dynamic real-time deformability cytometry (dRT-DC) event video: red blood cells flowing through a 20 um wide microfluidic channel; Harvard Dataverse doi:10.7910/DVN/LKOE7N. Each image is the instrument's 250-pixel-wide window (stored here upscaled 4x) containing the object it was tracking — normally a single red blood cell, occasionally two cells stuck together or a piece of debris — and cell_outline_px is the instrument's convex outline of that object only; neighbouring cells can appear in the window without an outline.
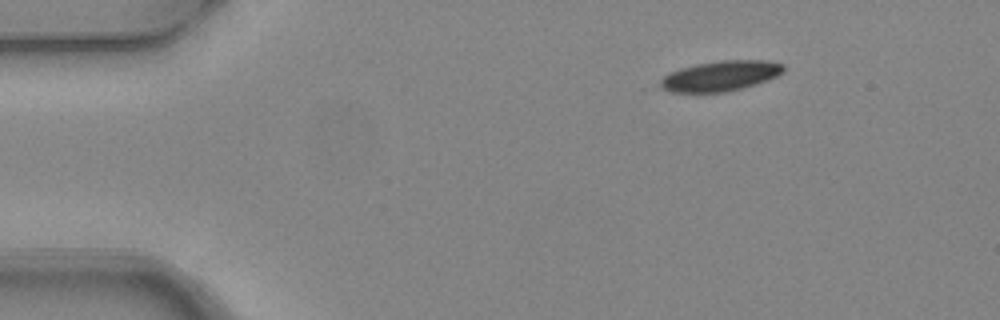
{"species": "common noctule bat (a hibernating species)", "species_latin": "Nyctalus noctula", "temperature_condition": "warm", "stored_images_in_passage": 4, "camera_frame_rate_fps": 3000, "um_per_image_px": 0.085, "animal": {"sex": "female", "body_mass_g": 24.6, "forearm_length_mm": 56.2}, "frame": {"image": 1, "passage_image": 1, "time_ms": 0.0, "image_size_px": [1000, 320], "cell_outline_px": [[784, 72], [768, 80], [756, 84], [728, 92], [668, 92], [660, 84], [660, 80], [668, 72], [680, 68], [696, 64], [720, 60], [768, 60], [784, 64]], "centroid_in_image_um": [61.26, 6.45], "position_along_channel_um": 23.7, "area_um2": 21.85}}
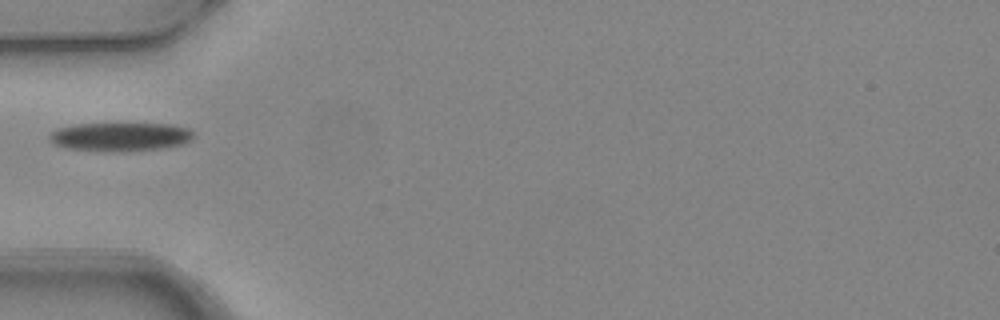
{"frame": {"image": 2, "passage_image": 4, "time_ms": 1.0, "image_size_px": [1000, 320], "cell_outline_px": [[196, 136], [192, 140], [184, 144], [164, 148], [120, 152], [68, 148], [56, 144], [48, 136], [56, 128], [76, 124], [172, 124], [188, 128]], "centroid_in_image_um": [10.3, 11.62], "position_along_channel_um": 74.7, "area_um2": 24.04}}